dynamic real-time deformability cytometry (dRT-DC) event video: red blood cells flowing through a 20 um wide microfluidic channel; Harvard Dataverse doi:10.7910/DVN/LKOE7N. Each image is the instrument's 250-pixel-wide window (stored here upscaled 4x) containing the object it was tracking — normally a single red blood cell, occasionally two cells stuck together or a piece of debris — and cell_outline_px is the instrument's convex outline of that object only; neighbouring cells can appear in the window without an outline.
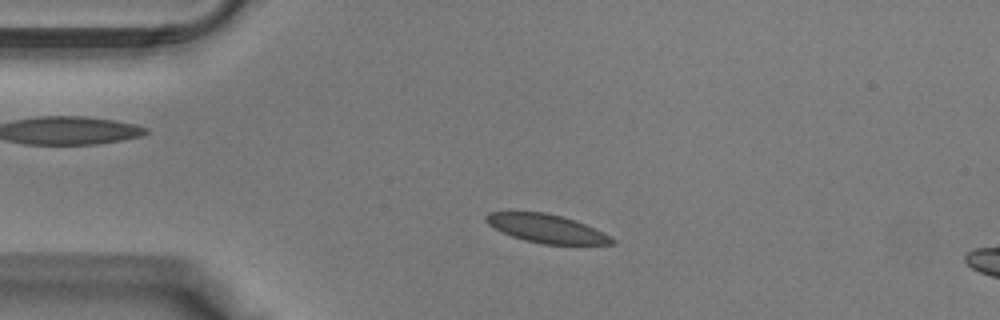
{"species": "Egyptian fruit bat (a non-hibernating species)", "species_latin": "Rousettus aegyptiacus", "temperature_condition": "warm", "stored_images_in_passage": 36, "camera_frame_rate_fps": 3000, "um_per_image_px": 0.085, "animal": {"sex": "male"}, "frame": {"image": 1, "passage_image": 6, "time_ms": 1.667, "image_size_px": [1000, 320], "cell_outline_px": [[616, 244], [544, 244], [524, 240], [512, 236], [488, 224], [484, 220], [484, 216], [488, 212], [544, 212], [560, 216], [584, 224], [616, 240]], "centroid_in_image_um": [46.4, 19.43], "position_along_channel_um": 38.6, "area_um2": 20.35}}
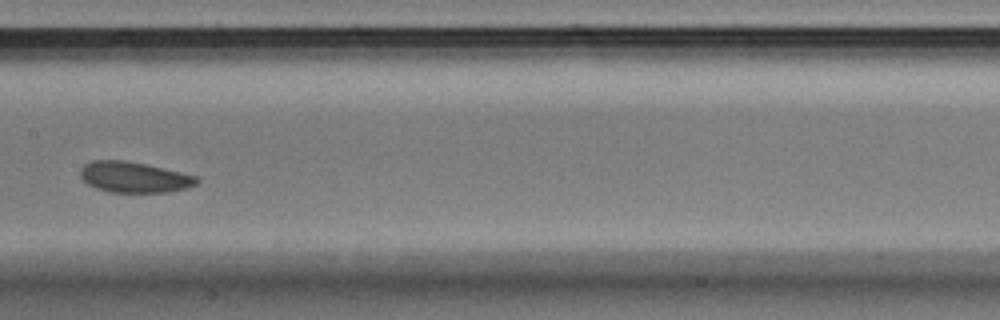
{"frame": {"image": 2, "passage_image": 17, "time_ms": 5.333, "image_size_px": [1000, 320], "cell_outline_px": [[200, 180], [196, 184], [188, 188], [168, 192], [112, 192], [96, 188], [88, 184], [80, 176], [80, 168], [84, 164], [92, 160], [124, 160], [144, 164], [180, 172], [196, 176]], "centroid_in_image_um": [11.39, 15.06], "position_along_channel_um": 196.0, "area_um2": 20.75}}
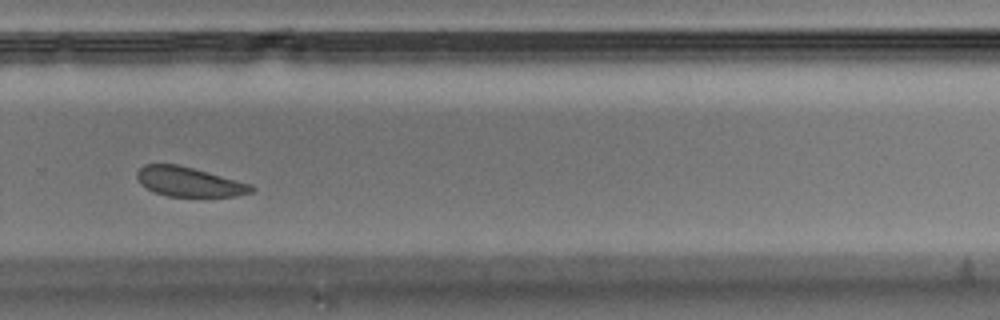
{"frame": {"image": 3, "passage_image": 24, "time_ms": 7.667, "image_size_px": [1000, 320], "cell_outline_px": [[256, 188], [252, 192], [236, 196], [168, 196], [152, 192], [140, 184], [136, 176], [136, 172], [144, 164], [176, 164], [208, 172], [252, 184]], "centroid_in_image_um": [16.05, 15.46], "position_along_channel_um": 313.7, "area_um2": 19.71}}